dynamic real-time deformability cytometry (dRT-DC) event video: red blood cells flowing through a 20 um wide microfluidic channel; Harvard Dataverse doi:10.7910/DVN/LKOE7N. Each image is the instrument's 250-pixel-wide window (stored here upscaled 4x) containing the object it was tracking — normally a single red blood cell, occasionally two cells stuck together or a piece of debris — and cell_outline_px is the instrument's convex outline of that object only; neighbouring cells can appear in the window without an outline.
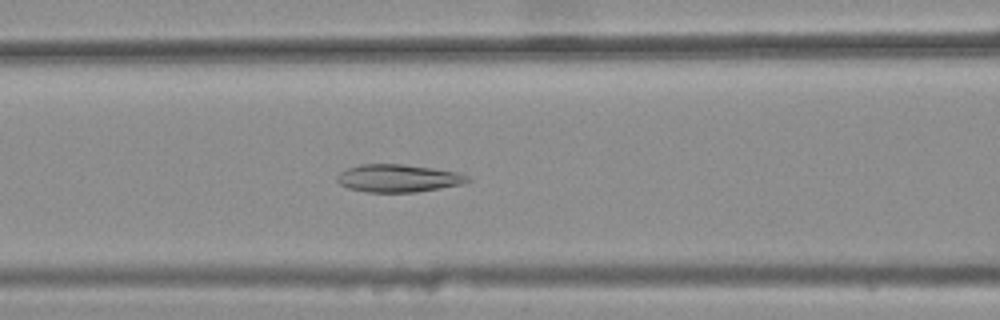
{"species": "common noctule bat (a hibernating species)", "species_latin": "Nyctalus noctula", "temperature_condition": "warm", "stored_images_in_passage": 44, "camera_frame_rate_fps": 3000, "um_per_image_px": 0.085, "animal": {"sex": "female", "body_mass_g": 25.1}, "frame": {"image": 1, "passage_image": 22, "time_ms": 7.0, "image_size_px": [1000, 320], "cell_outline_px": [[472, 180], [460, 184], [440, 188], [416, 192], [368, 192], [348, 188], [340, 184], [336, 180], [336, 176], [340, 172], [348, 168], [360, 164], [400, 164], [456, 172], [468, 176]], "centroid_in_image_um": [33.8, 15.15], "position_along_channel_um": 132.8, "area_um2": 20.81}}
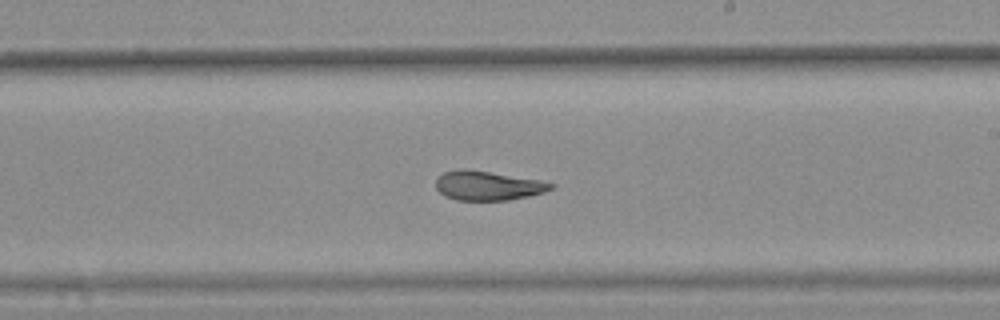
{"frame": {"image": 2, "passage_image": 31, "time_ms": 10.0, "image_size_px": [1000, 320], "cell_outline_px": [[556, 184], [552, 188], [544, 192], [528, 196], [508, 200], [456, 200], [444, 196], [436, 188], [436, 180], [444, 172], [460, 168], [464, 168], [540, 180]], "centroid_in_image_um": [41.45, 15.78], "position_along_channel_um": 247.6, "area_um2": 19.54}}
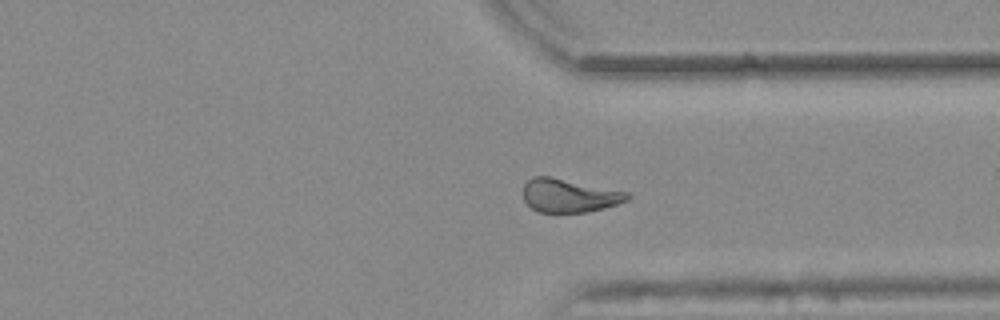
{"frame": {"image": 3, "passage_image": 40, "time_ms": 13.0, "image_size_px": [1000, 320], "cell_outline_px": [[632, 196], [628, 200], [604, 208], [584, 212], [536, 212], [524, 200], [524, 184], [532, 176], [552, 176], [628, 192]], "centroid_in_image_um": [48.38, 16.61], "position_along_channel_um": 363.0, "area_um2": 20.35}, "authors_computed_cell_mechanics": {"area_um2": 21.1259, "velocity_mm_per_s": 3.8371, "shape_relaxation_time_tau1_ms": null, "shape_relaxation_time_tau2_ms": 2.5056, "deformation_change_tau1": null, "deformation_change_tau2": 0.0813}}